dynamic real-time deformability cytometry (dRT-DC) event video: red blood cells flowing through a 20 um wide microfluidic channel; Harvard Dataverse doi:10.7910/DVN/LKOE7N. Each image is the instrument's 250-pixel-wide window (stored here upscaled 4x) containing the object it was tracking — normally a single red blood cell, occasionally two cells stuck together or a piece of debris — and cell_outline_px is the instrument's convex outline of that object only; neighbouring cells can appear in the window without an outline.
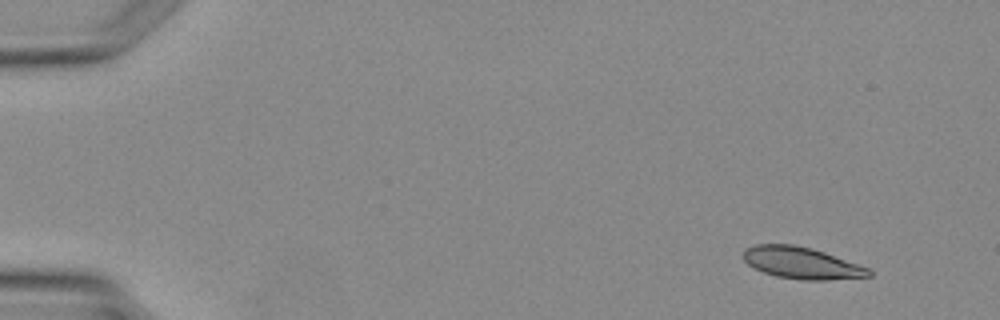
{"species": "Egyptian fruit bat (a non-hibernating species)", "species_latin": "Rousettus aegyptiacus", "temperature_condition": "warm", "stored_images_in_passage": 4, "camera_frame_rate_fps": 3000, "um_per_image_px": 0.085, "animal": {"sex": "female"}, "frame": {"image": 1, "passage_image": 1, "time_ms": 0.0, "image_size_px": [1000, 320], "cell_outline_px": [[872, 276], [828, 280], [804, 280], [776, 276], [764, 272], [748, 264], [744, 260], [744, 248], [756, 244], [792, 244], [812, 248], [824, 252], [868, 268], [872, 272]], "centroid_in_image_um": [68.13, 22.35], "position_along_channel_um": 16.9, "area_um2": 23.0}}
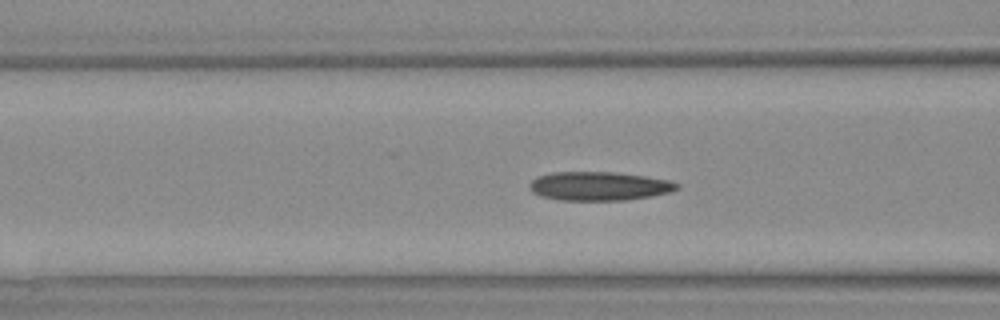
{"frame": {"image": 2, "passage_image": 4, "time_ms": 4.333, "image_size_px": [1000, 320], "cell_outline_px": [[680, 188], [668, 192], [648, 196], [624, 200], [560, 200], [540, 196], [532, 192], [528, 188], [528, 184], [532, 180], [540, 176], [552, 172], [616, 172], [644, 176], [668, 180], [680, 184]], "centroid_in_image_um": [50.88, 15.81], "position_along_channel_um": 115.7, "area_um2": 24.62}}